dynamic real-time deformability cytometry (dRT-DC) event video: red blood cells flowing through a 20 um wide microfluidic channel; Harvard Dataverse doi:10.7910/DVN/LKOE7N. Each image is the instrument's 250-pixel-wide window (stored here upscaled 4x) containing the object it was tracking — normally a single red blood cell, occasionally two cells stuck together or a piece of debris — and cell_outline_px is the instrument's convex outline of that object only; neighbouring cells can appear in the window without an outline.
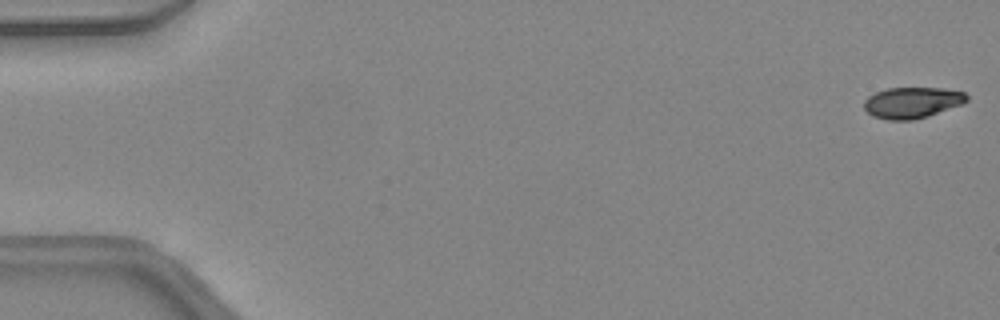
{"species": "common noctule bat (a hibernating species)", "species_latin": "Nyctalus noctula", "temperature_condition": "warm", "stored_images_in_passage": 46, "camera_frame_rate_fps": 3000, "um_per_image_px": 0.085, "animal": {"sex": "female", "body_mass_g": 24.6, "forearm_length_mm": 56.2}, "frame": {"image": 1, "passage_image": 1, "time_ms": 0.0, "image_size_px": [1000, 320], "cell_outline_px": [[968, 100], [960, 104], [928, 116], [912, 120], [888, 120], [872, 116], [864, 108], [864, 100], [868, 96], [876, 92], [888, 88], [944, 88], [964, 92], [968, 96]], "centroid_in_image_um": [77.51, 8.72], "position_along_channel_um": 7.5, "area_um2": 18.5}}
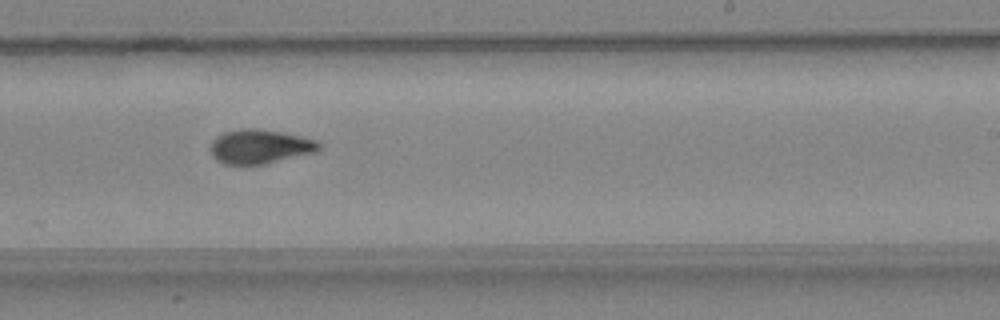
{"frame": {"image": 2, "passage_image": 29, "time_ms": 9.333, "image_size_px": [1000, 320], "cell_outline_px": [[324, 144], [316, 152], [264, 164], [224, 164], [216, 160], [212, 156], [208, 148], [212, 140], [216, 136], [224, 132], [240, 128], [260, 128], [300, 136], [316, 140]], "centroid_in_image_um": [22.06, 12.45], "position_along_channel_um": 266.9, "area_um2": 21.91}}
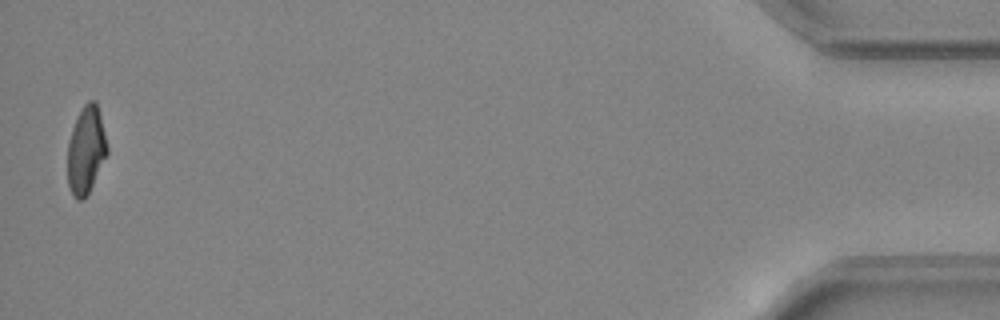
{"frame": {"image": 3, "passage_image": 46, "time_ms": 15.0, "image_size_px": [1000, 320], "cell_outline_px": [[108, 152], [84, 200], [76, 200], [72, 196], [68, 184], [68, 144], [72, 128], [84, 104], [88, 100], [96, 100], [108, 144]], "centroid_in_image_um": [7.31, 12.76], "position_along_channel_um": 427.9, "area_um2": 20.0}, "authors_computed_cell_mechanics": {"area_um2": 21.1837, "velocity_mm_per_s": 4.4704, "shape_relaxation_time_tau1_ms": 5.28, "shape_relaxation_time_tau2_ms": 2.1786, "deformation_change_tau1": 0.1865, "deformation_change_tau2": 0.0565}}